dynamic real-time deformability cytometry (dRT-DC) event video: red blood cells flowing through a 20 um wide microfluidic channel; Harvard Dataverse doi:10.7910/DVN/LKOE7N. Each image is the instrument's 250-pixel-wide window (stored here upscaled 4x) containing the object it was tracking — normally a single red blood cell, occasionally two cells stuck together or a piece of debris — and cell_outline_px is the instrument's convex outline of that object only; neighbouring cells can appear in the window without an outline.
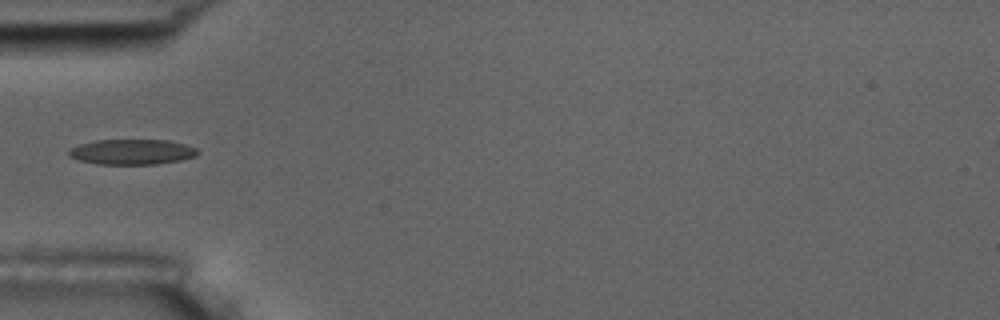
{"species": "common noctule bat (a hibernating species)", "species_latin": "Nyctalus noctula", "temperature_condition": "room temperature", "stored_images_in_passage": 6, "camera_frame_rate_fps": 3000, "um_per_image_px": 0.085, "animal": {"sex": "male", "body_mass_g": 17.5, "forearm_length_mm": 52.3}, "frame": {"image": 1, "passage_image": 6, "time_ms": 6.0, "image_size_px": [1000, 320], "cell_outline_px": [[200, 152], [196, 156], [180, 160], [156, 164], [96, 164], [80, 160], [68, 156], [68, 152], [72, 148], [80, 144], [96, 140], [168, 140], [184, 144], [196, 148]], "centroid_in_image_um": [11.23, 12.91], "position_along_channel_um": 73.8, "area_um2": 18.9}}